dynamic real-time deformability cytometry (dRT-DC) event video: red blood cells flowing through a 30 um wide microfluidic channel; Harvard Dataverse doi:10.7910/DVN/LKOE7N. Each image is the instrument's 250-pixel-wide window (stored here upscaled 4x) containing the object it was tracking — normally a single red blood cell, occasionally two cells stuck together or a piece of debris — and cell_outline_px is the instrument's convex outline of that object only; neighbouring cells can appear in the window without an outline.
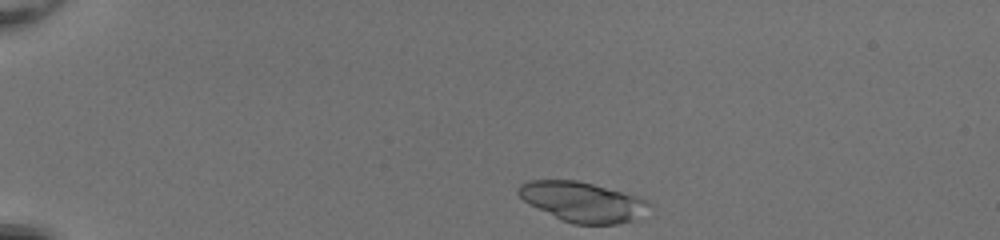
{"species": "common noctule bat (a hibernating species)", "species_latin": "Nyctalus noctula", "temperature_condition": "room temperature", "stored_images_in_passage": 41, "camera_frame_rate_fps": 3000, "um_per_image_px": 0.085, "animal": {"sex": "female", "body_mass_g": 20.0, "forearm_length_mm": 54.0}, "frame": {"image": 1, "passage_image": 1, "time_ms": 0.0, "image_size_px": [1000, 240], "cell_outline_px": [[652, 204], [636, 220], [616, 224], [572, 224], [560, 220], [528, 204], [516, 192], [516, 188], [520, 184], [528, 180], [576, 180], [640, 196], [648, 200]], "centroid_in_image_um": [49.51, 17.16], "position_along_channel_um": 35.5, "area_um2": 30.69}}
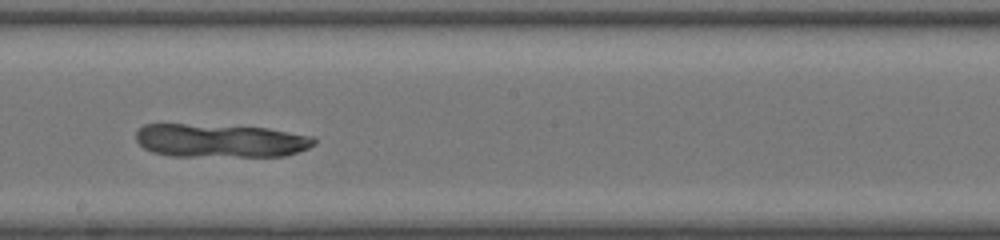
{"frame": {"image": 2, "passage_image": 21, "time_ms": 6.667, "image_size_px": [1000, 240], "cell_outline_px": [[316, 144], [308, 148], [284, 156], [172, 156], [152, 152], [144, 148], [136, 140], [136, 132], [144, 124], [184, 124], [268, 128], [312, 136], [316, 140]], "centroid_in_image_um": [18.72, 11.96], "position_along_channel_um": 229.5, "area_um2": 34.62}}
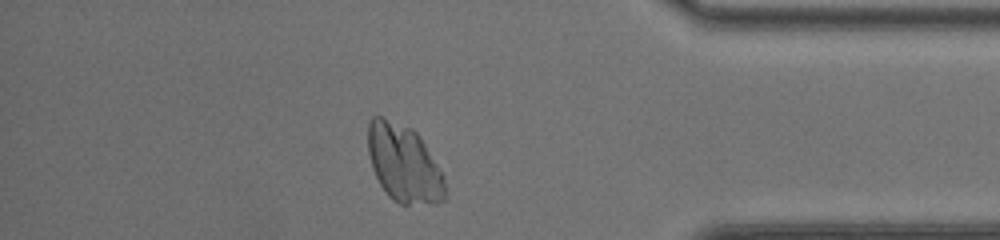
{"frame": {"image": 3, "passage_image": 35, "time_ms": 11.333, "image_size_px": [1000, 240], "cell_outline_px": [[448, 200], [436, 204], [400, 204], [392, 200], [388, 196], [380, 184], [372, 168], [368, 152], [368, 120], [372, 116], [380, 116], [412, 128], [420, 136], [444, 176]], "centroid_in_image_um": [34.35, 13.93], "position_along_channel_um": 400.8, "area_um2": 35.32}}